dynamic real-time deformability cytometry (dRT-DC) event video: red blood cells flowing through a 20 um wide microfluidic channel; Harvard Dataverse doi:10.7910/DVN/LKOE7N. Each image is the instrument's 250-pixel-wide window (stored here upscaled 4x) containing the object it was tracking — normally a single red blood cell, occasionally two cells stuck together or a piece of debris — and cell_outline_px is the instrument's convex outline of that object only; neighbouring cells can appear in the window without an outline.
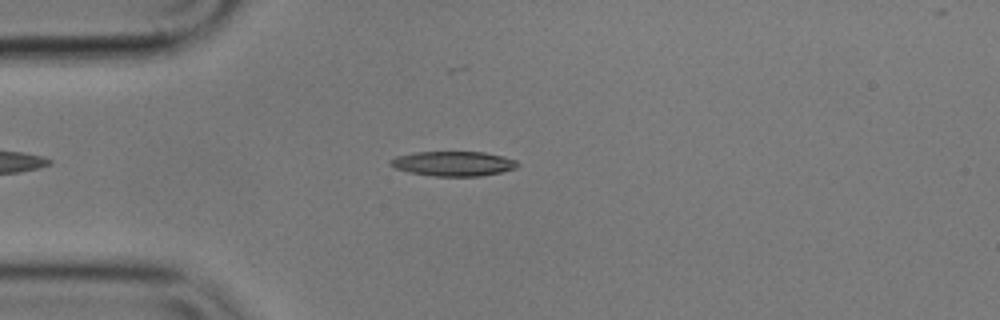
{"species": "common noctule bat (a hibernating species)", "species_latin": "Nyctalus noctula", "temperature_condition": "cold", "stored_images_in_passage": 30, "camera_frame_rate_fps": 3000, "um_per_image_px": 0.085, "animal": {"sex": "male", "body_mass_g": 17.9}, "frame": {"image": 1, "passage_image": 2, "time_ms": 0.333, "image_size_px": [1000, 320], "cell_outline_px": [[520, 164], [516, 168], [500, 172], [480, 176], [436, 176], [408, 172], [396, 168], [388, 164], [388, 160], [396, 156], [412, 152], [484, 152], [504, 156], [516, 160]], "centroid_in_image_um": [38.51, 13.9], "position_along_channel_um": 46.5, "area_um2": 18.44}}
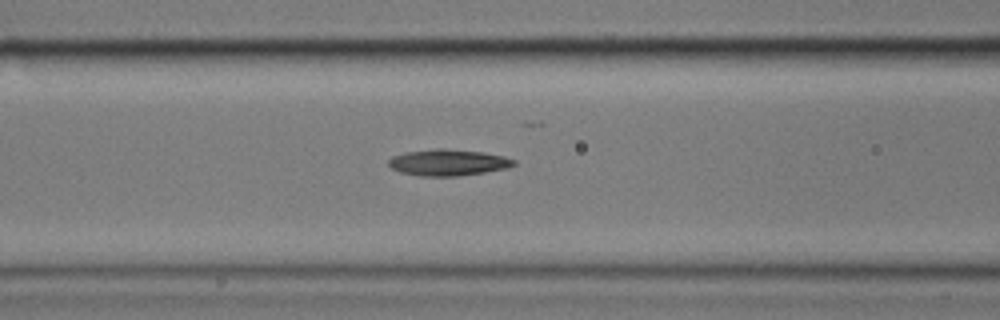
{"frame": {"image": 2, "passage_image": 10, "time_ms": 3.0, "image_size_px": [1000, 320], "cell_outline_px": [[516, 164], [508, 168], [460, 176], [420, 176], [400, 172], [392, 168], [388, 164], [388, 160], [392, 156], [404, 152], [436, 148], [444, 148], [484, 152], [504, 156], [516, 160]], "centroid_in_image_um": [38.09, 13.8], "position_along_channel_um": 128.5, "area_um2": 19.42}}
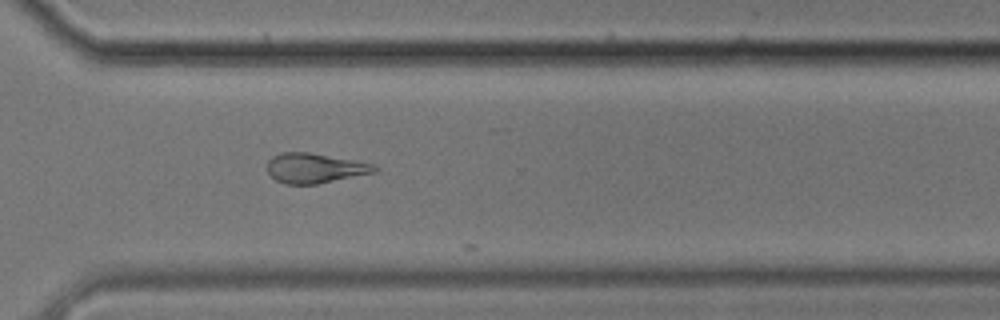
{"frame": {"image": 3, "passage_image": 28, "time_ms": 9.0, "image_size_px": [1000, 320], "cell_outline_px": [[380, 168], [376, 172], [316, 184], [284, 184], [276, 180], [268, 172], [268, 160], [272, 156], [284, 152], [308, 152], [376, 164]], "centroid_in_image_um": [26.78, 14.29], "position_along_channel_um": 343.8, "area_um2": 18.61}}